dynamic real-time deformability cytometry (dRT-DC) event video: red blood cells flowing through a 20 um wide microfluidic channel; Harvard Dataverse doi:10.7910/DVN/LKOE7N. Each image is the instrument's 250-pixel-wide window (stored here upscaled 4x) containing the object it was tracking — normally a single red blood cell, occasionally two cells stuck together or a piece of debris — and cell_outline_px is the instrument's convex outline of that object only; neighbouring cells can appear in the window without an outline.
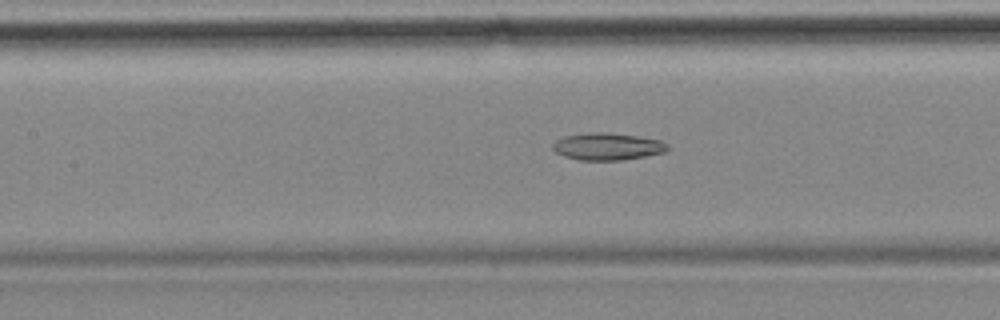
{"species": "common noctule bat (a hibernating species)", "species_latin": "Nyctalus noctula", "temperature_condition": "cold", "stored_images_in_passage": 57, "camera_frame_rate_fps": 3000, "um_per_image_px": 0.085, "animal": {"sex": "female", "body_mass_g": 18.4}, "frame": {"image": 1, "passage_image": 25, "time_ms": 8.0, "image_size_px": [1000, 320], "cell_outline_px": [[668, 148], [664, 152], [644, 156], [620, 160], [580, 160], [564, 156], [556, 152], [552, 148], [552, 144], [556, 140], [564, 136], [592, 132], [612, 132], [660, 140], [668, 144]], "centroid_in_image_um": [51.61, 12.44], "position_along_channel_um": 155.8, "area_um2": 18.09}, "authors_computed_cell_mechanics": {"area_um2": 20.23, "velocity_mm_per_s": 3.5293, "shape_relaxation_time_tau1_ms": null, "shape_relaxation_time_tau2_ms": 9.4166, "deformation_change_tau1": null, "deformation_change_tau2": 0.1973}}